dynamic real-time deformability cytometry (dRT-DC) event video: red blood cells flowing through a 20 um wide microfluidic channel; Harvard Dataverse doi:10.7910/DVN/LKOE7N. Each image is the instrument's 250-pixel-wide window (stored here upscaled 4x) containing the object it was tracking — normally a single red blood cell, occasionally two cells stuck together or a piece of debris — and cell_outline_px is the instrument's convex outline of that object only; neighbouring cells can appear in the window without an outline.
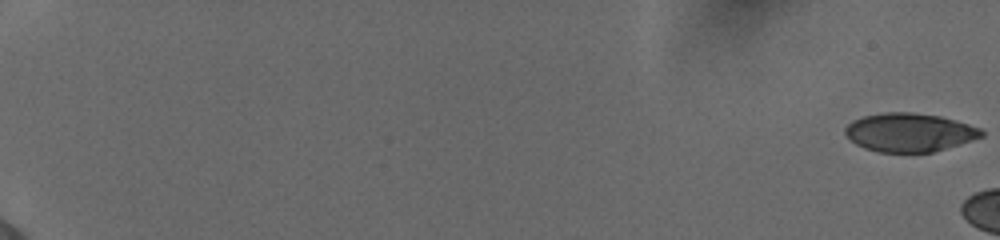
{"species": "human", "species_latin": "Homo sapiens", "temperature_condition": "cold", "stored_images_in_passage": 8, "camera_frame_rate_fps": 3000, "um_per_image_px": 0.085, "donor": {"sex": "female"}, "frame": {"image": 1, "passage_image": 1, "time_ms": 0.0, "image_size_px": [1000, 240], "cell_outline_px": [[984, 136], [960, 144], [932, 152], [880, 152], [864, 148], [856, 144], [844, 132], [844, 128], [852, 120], [864, 116], [884, 112], [912, 112], [940, 116], [956, 120], [980, 128], [984, 132]], "centroid_in_image_um": [77.3, 11.25], "position_along_channel_um": 7.7, "area_um2": 30.58}}